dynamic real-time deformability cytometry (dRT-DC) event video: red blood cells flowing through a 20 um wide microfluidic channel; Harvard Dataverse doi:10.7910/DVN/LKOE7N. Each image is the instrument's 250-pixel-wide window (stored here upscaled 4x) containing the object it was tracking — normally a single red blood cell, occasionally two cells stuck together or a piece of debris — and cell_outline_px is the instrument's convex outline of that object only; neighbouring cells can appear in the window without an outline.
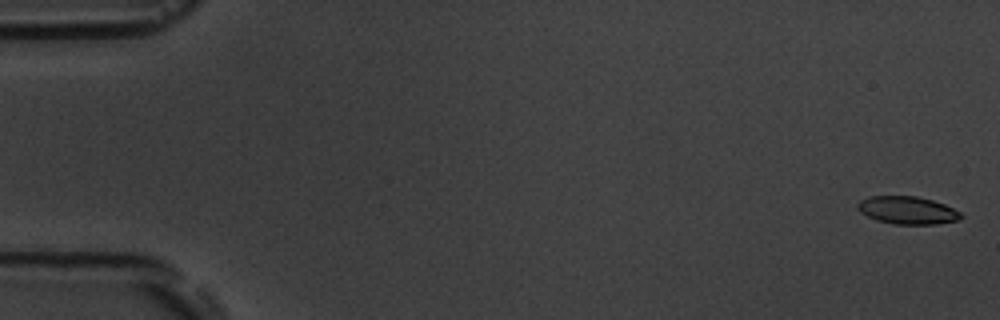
{"species": "common noctule bat (a hibernating species)", "species_latin": "Nyctalus noctula", "temperature_condition": "room temperature", "stored_images_in_passage": 5, "camera_frame_rate_fps": 3000, "um_per_image_px": 0.085, "animal": {"sex": "male", "body_mass_g": 19.5, "forearm_length_mm": 54.6}, "frame": {"image": 1, "passage_image": 1, "time_ms": 0.0, "image_size_px": [1000, 320], "cell_outline_px": [[964, 216], [960, 220], [936, 224], [892, 224], [876, 220], [860, 212], [856, 208], [856, 204], [860, 200], [868, 196], [916, 196], [932, 200], [944, 204], [960, 212]], "centroid_in_image_um": [77.11, 17.87], "position_along_channel_um": 7.9, "area_um2": 16.82}}
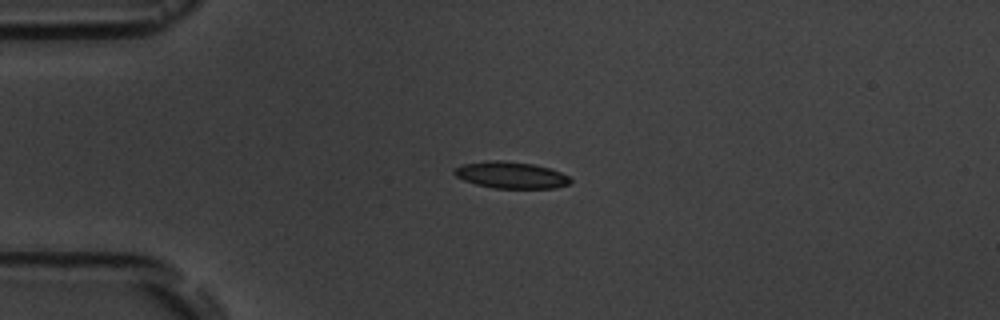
{"frame": {"image": 2, "passage_image": 4, "time_ms": 4.333, "image_size_px": [1000, 320], "cell_outline_px": [[572, 180], [568, 184], [556, 188], [492, 188], [476, 184], [464, 180], [456, 176], [452, 172], [452, 168], [464, 164], [488, 160], [500, 160], [532, 164], [548, 168], [560, 172], [568, 176]], "centroid_in_image_um": [43.39, 14.88], "position_along_channel_um": 41.6, "area_um2": 17.98}}